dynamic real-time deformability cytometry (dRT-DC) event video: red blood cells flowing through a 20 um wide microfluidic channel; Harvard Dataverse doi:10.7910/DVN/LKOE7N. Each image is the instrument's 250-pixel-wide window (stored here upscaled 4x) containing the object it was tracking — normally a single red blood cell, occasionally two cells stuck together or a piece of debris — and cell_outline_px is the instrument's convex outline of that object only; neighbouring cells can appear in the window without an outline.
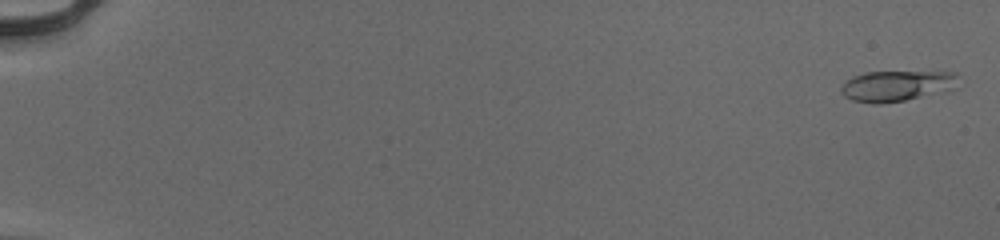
{"species": "human", "species_latin": "Homo sapiens", "temperature_condition": "cold", "stored_images_in_passage": 55, "camera_frame_rate_fps": 3000, "um_per_image_px": 0.085, "donor": {"sex": "male"}, "frame": {"image": 1, "passage_image": 2, "time_ms": 0.333, "image_size_px": [1000, 240], "cell_outline_px": [[956, 76], [952, 88], [904, 100], [880, 104], [872, 104], [852, 100], [844, 96], [840, 92], [840, 88], [852, 76], [864, 72], [956, 72]], "centroid_in_image_um": [76.09, 7.29], "position_along_channel_um": 8.9, "area_um2": 20.4}}
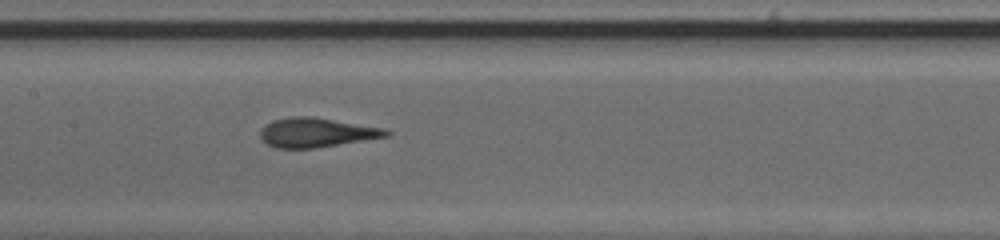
{"frame": {"image": 2, "passage_image": 30, "time_ms": 9.667, "image_size_px": [1000, 240], "cell_outline_px": [[392, 132], [388, 136], [316, 148], [276, 148], [268, 144], [260, 136], [260, 128], [272, 120], [292, 116], [312, 116], [384, 128]], "centroid_in_image_um": [26.88, 11.26], "position_along_channel_um": 180.5, "area_um2": 21.5}}
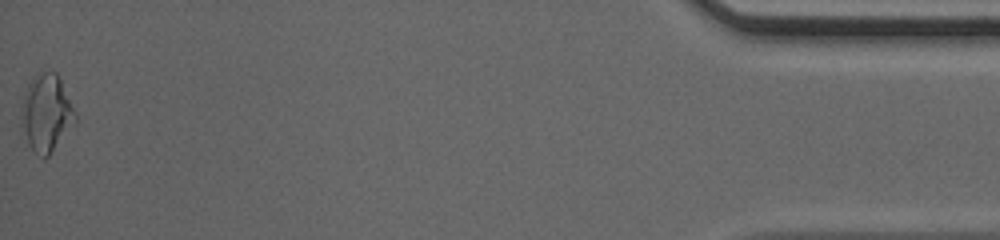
{"frame": {"image": 3, "passage_image": 55, "time_ms": 18.0, "image_size_px": [1000, 240], "cell_outline_px": [[76, 124], [48, 156], [44, 160], [28, 144], [20, 124], [24, 96], [28, 84], [36, 72], [56, 72], [76, 112]], "centroid_in_image_um": [3.95, 9.63], "position_along_channel_um": 431.2, "area_um2": 24.22}, "authors_computed_cell_mechanics": {"area_um2": 20.9814, "velocity_mm_per_s": 3.9992, "shape_relaxation_time_tau1_ms": null, "shape_relaxation_time_tau2_ms": 1.1856, "deformation_change_tau1": null, "deformation_change_tau2": 0.069}}